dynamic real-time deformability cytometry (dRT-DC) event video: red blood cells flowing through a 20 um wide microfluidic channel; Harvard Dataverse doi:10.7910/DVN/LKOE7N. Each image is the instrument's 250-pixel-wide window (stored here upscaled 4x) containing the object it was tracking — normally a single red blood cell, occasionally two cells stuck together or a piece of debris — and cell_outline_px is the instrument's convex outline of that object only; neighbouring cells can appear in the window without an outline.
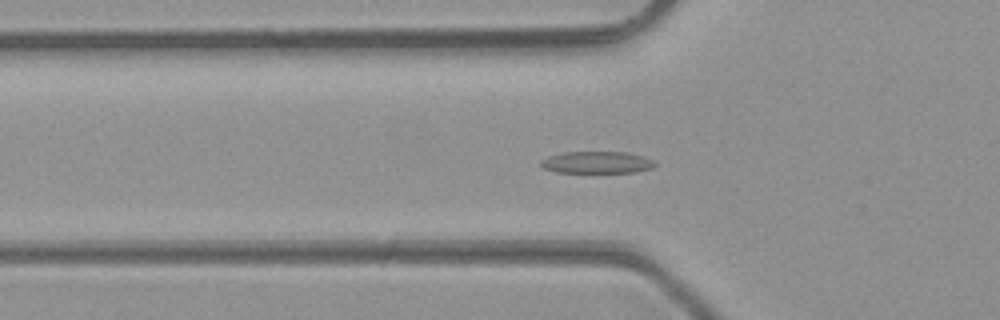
{"species": "common noctule bat (a hibernating species)", "species_latin": "Nyctalus noctula", "temperature_condition": "room temperature", "stored_images_in_passage": 34, "camera_frame_rate_fps": 3000, "um_per_image_px": 0.085, "animal": {"sex": "male", "body_mass_g": 23.1, "forearm_length_mm": 52.7}, "frame": {"image": 1, "passage_image": 2, "time_ms": 0.333, "image_size_px": [1000, 320], "cell_outline_px": [[656, 164], [652, 168], [636, 172], [556, 172], [544, 168], [540, 164], [540, 160], [548, 156], [564, 152], [628, 152], [644, 156], [652, 160]], "centroid_in_image_um": [50.73, 13.8], "position_along_channel_um": 75.1, "area_um2": 14.57}}
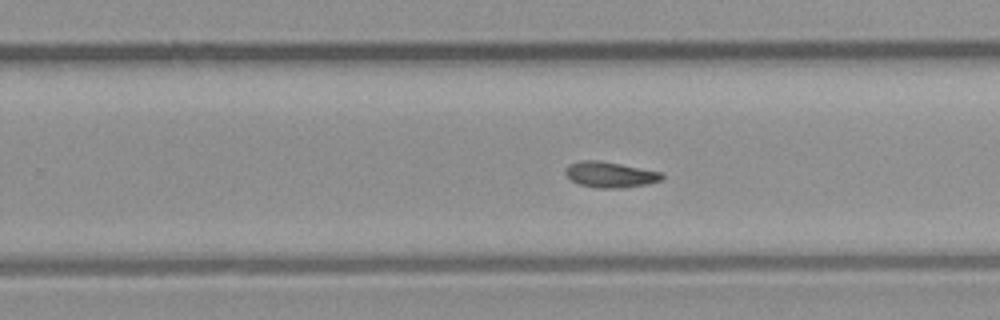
{"frame": {"image": 2, "passage_image": 16, "time_ms": 5.0, "image_size_px": [1000, 320], "cell_outline_px": [[664, 180], [648, 184], [624, 188], [596, 188], [580, 184], [572, 180], [564, 172], [568, 164], [580, 160], [596, 160], [620, 164], [660, 172], [664, 176]], "centroid_in_image_um": [51.87, 14.85], "position_along_channel_um": 277.9, "area_um2": 14.45}}
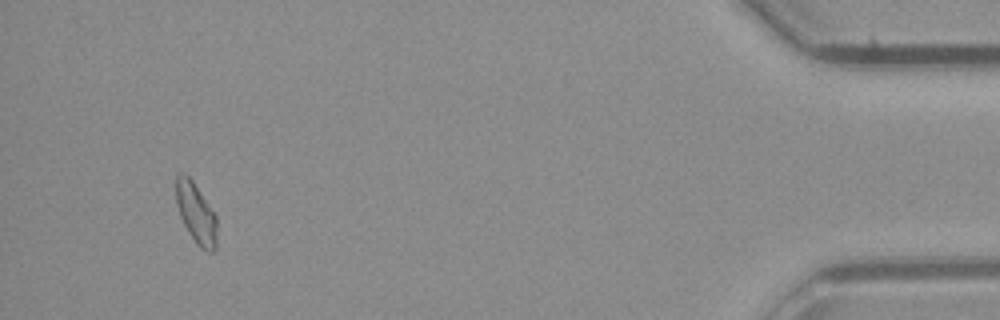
{"frame": {"image": 3, "passage_image": 31, "time_ms": 10.0, "image_size_px": [1000, 320], "cell_outline_px": [[216, 248], [212, 252], [208, 252], [200, 248], [196, 244], [188, 232], [180, 216], [176, 204], [176, 176], [180, 172], [184, 172], [192, 180], [216, 216]], "centroid_in_image_um": [16.65, 18.14], "position_along_channel_um": 418.6, "area_um2": 14.33}}